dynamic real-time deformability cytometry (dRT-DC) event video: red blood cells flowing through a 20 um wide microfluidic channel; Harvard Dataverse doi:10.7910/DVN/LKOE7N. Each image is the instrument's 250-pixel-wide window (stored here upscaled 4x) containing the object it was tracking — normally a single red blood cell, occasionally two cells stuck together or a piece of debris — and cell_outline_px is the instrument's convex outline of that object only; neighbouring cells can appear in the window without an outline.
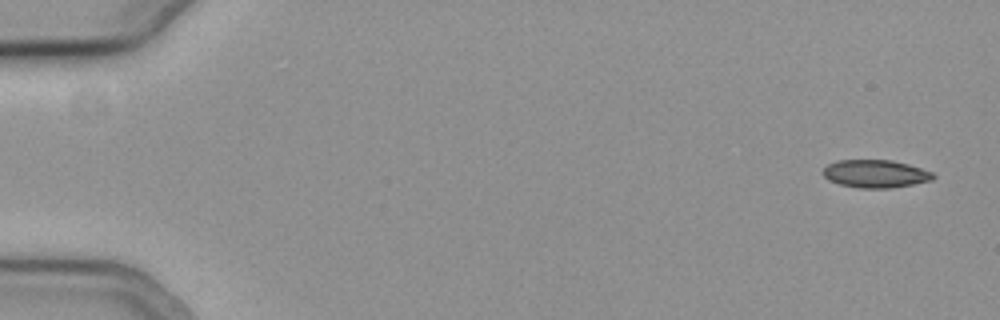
{"species": "common noctule bat (a hibernating species)", "species_latin": "Nyctalus noctula", "temperature_condition": "cold", "stored_images_in_passage": 55, "segment_of_instrument_passage": [1, 2], "camera_frame_rate_fps": 3000, "um_per_image_px": 0.085, "animal": {"sex": "female", "body_mass_g": 19.3, "forearm_length_mm": 54.1}, "frame": {"image": 1, "passage_image": 1, "time_ms": 0.0, "image_size_px": [1000, 320], "cell_outline_px": [[936, 176], [932, 180], [892, 188], [860, 188], [840, 184], [828, 180], [824, 176], [824, 168], [828, 164], [836, 160], [892, 160], [908, 164], [932, 172]], "centroid_in_image_um": [74.41, 14.77], "position_along_channel_um": 10.6, "area_um2": 17.8}}
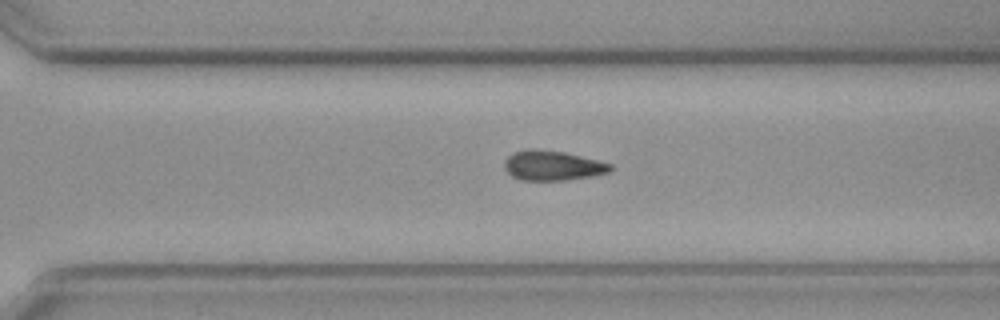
{"frame": {"image": 2, "passage_image": 38, "time_ms": 12.333, "image_size_px": [1000, 320], "cell_outline_px": [[612, 168], [608, 172], [592, 176], [564, 180], [520, 180], [512, 176], [504, 168], [504, 160], [512, 152], [528, 148], [532, 148], [564, 152], [612, 164]], "centroid_in_image_um": [46.91, 14.06], "position_along_channel_um": 323.7, "area_um2": 18.38}}
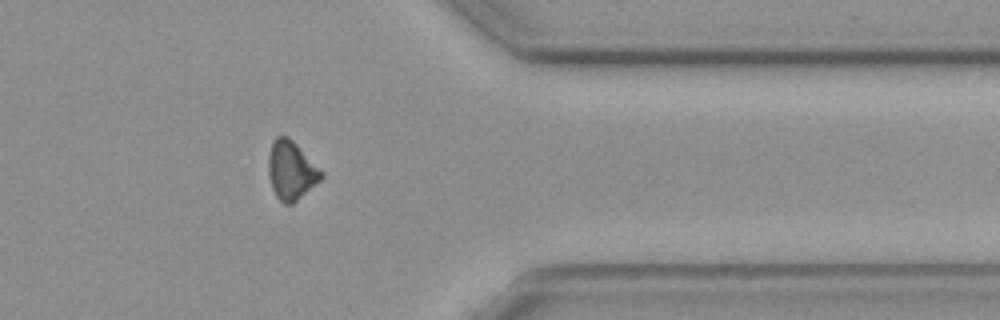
{"frame": {"image": 3, "passage_image": 44, "time_ms": 14.333, "image_size_px": [1000, 320], "cell_outline_px": [[324, 176], [320, 180], [292, 204], [284, 204], [276, 196], [272, 188], [268, 172], [268, 156], [272, 140], [276, 136], [288, 136], [324, 172]], "centroid_in_image_um": [24.74, 14.47], "position_along_channel_um": 386.7, "area_um2": 17.98}}